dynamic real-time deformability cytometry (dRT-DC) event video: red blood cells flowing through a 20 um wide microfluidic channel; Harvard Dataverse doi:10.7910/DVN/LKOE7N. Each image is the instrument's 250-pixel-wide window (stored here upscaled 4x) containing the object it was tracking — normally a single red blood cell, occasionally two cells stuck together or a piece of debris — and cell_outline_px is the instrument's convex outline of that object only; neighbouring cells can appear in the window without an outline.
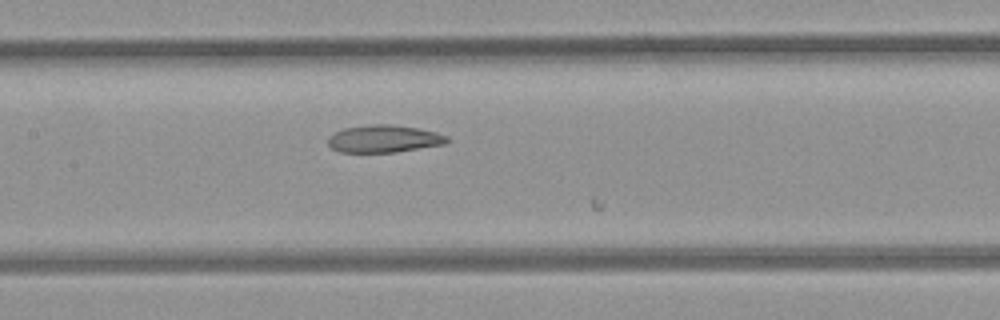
{"species": "common noctule bat (a hibernating species)", "species_latin": "Nyctalus noctula", "temperature_condition": "room temperature", "stored_images_in_passage": 11, "camera_frame_rate_fps": 3000, "um_per_image_px": 0.085, "animal": {"sex": "female", "body_mass_g": 21.9}, "frame": {"image": 1, "passage_image": 10, "time_ms": 3.0, "image_size_px": [1000, 320], "cell_outline_px": [[448, 140], [444, 144], [396, 152], [340, 152], [332, 148], [328, 144], [328, 136], [344, 128], [368, 124], [392, 124], [416, 128], [436, 132], [448, 136]], "centroid_in_image_um": [32.61, 11.79], "position_along_channel_um": 174.8, "area_um2": 18.96}}